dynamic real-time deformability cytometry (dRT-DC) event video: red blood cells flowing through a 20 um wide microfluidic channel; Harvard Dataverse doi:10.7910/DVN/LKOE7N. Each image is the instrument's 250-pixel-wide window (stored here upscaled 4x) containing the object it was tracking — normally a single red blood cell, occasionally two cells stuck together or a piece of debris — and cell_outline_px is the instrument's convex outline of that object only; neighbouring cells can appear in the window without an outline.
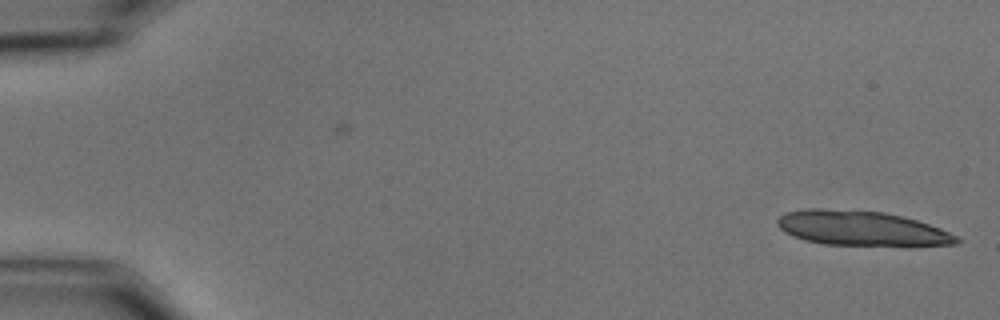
{"species": "common noctule bat (a hibernating species)", "species_latin": "Nyctalus noctula", "temperature_condition": "cold", "stored_images_in_passage": 17, "camera_frame_rate_fps": 3000, "um_per_image_px": 0.085, "animal": {"sex": "male", "body_mass_g": 15.6}, "frame": {"image": 1, "passage_image": 1, "time_ms": 0.0, "image_size_px": [1000, 320], "cell_outline_px": [[960, 240], [956, 244], [824, 244], [804, 240], [792, 236], [784, 232], [776, 224], [776, 220], [784, 212], [804, 208], [820, 208], [884, 212], [916, 220], [940, 228], [956, 236]], "centroid_in_image_um": [73.09, 19.37], "position_along_channel_um": 11.9, "area_um2": 35.55}}